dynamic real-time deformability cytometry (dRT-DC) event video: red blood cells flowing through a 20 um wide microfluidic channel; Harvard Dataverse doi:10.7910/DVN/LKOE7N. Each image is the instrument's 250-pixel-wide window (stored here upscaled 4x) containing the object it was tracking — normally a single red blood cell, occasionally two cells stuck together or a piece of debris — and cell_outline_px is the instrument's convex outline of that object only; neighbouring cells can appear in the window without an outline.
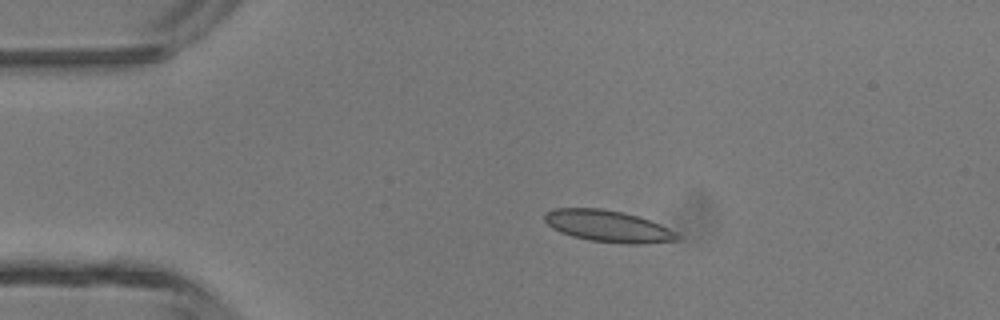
{"species": "common noctule bat (a hibernating species)", "species_latin": "Nyctalus noctula", "temperature_condition": "room temperature", "stored_images_in_passage": 3, "camera_frame_rate_fps": 3000, "um_per_image_px": 0.085, "animal": {"sex": "male", "body_mass_g": 13.3}, "frame": {"image": 1, "passage_image": 2, "time_ms": 0.333, "image_size_px": [1000, 320], "cell_outline_px": [[684, 240], [640, 244], [628, 244], [588, 240], [572, 236], [560, 232], [552, 228], [544, 220], [544, 212], [556, 208], [600, 208], [620, 212], [636, 216], [660, 224], [676, 232]], "centroid_in_image_um": [51.69, 19.24], "position_along_channel_um": 33.3, "area_um2": 24.51}}